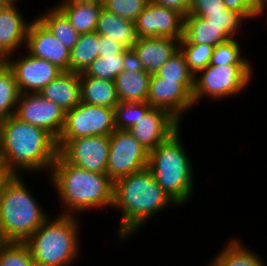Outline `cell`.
<instances>
[{"mask_svg": "<svg viewBox=\"0 0 267 266\" xmlns=\"http://www.w3.org/2000/svg\"><path fill=\"white\" fill-rule=\"evenodd\" d=\"M57 154V142L47 131L14 115L0 121V161L15 175H49Z\"/></svg>", "mask_w": 267, "mask_h": 266, "instance_id": "cell-1", "label": "cell"}, {"mask_svg": "<svg viewBox=\"0 0 267 266\" xmlns=\"http://www.w3.org/2000/svg\"><path fill=\"white\" fill-rule=\"evenodd\" d=\"M179 207L159 186L147 169L132 173L114 182L112 209L122 212L116 230L121 241L133 237L149 219L169 207Z\"/></svg>", "mask_w": 267, "mask_h": 266, "instance_id": "cell-2", "label": "cell"}, {"mask_svg": "<svg viewBox=\"0 0 267 266\" xmlns=\"http://www.w3.org/2000/svg\"><path fill=\"white\" fill-rule=\"evenodd\" d=\"M48 176L63 204L61 214L77 215L91 209L113 206L114 182L107 174L74 166L58 153Z\"/></svg>", "mask_w": 267, "mask_h": 266, "instance_id": "cell-3", "label": "cell"}, {"mask_svg": "<svg viewBox=\"0 0 267 266\" xmlns=\"http://www.w3.org/2000/svg\"><path fill=\"white\" fill-rule=\"evenodd\" d=\"M180 129L149 152L147 161V169L179 208L192 198L195 188L193 163L181 142Z\"/></svg>", "mask_w": 267, "mask_h": 266, "instance_id": "cell-4", "label": "cell"}, {"mask_svg": "<svg viewBox=\"0 0 267 266\" xmlns=\"http://www.w3.org/2000/svg\"><path fill=\"white\" fill-rule=\"evenodd\" d=\"M77 218L67 214L49 216L25 241L35 266H71L78 261L81 227Z\"/></svg>", "mask_w": 267, "mask_h": 266, "instance_id": "cell-5", "label": "cell"}, {"mask_svg": "<svg viewBox=\"0 0 267 266\" xmlns=\"http://www.w3.org/2000/svg\"><path fill=\"white\" fill-rule=\"evenodd\" d=\"M48 217L22 174L15 175L0 196V241L25 242Z\"/></svg>", "mask_w": 267, "mask_h": 266, "instance_id": "cell-6", "label": "cell"}, {"mask_svg": "<svg viewBox=\"0 0 267 266\" xmlns=\"http://www.w3.org/2000/svg\"><path fill=\"white\" fill-rule=\"evenodd\" d=\"M252 65H208L194 76L193 100L195 105L202 99L222 100L237 96L249 86Z\"/></svg>", "mask_w": 267, "mask_h": 266, "instance_id": "cell-7", "label": "cell"}, {"mask_svg": "<svg viewBox=\"0 0 267 266\" xmlns=\"http://www.w3.org/2000/svg\"><path fill=\"white\" fill-rule=\"evenodd\" d=\"M116 130L115 110L80 102L65 111L63 130L57 139L58 151L70 140L79 137L110 136Z\"/></svg>", "mask_w": 267, "mask_h": 266, "instance_id": "cell-8", "label": "cell"}, {"mask_svg": "<svg viewBox=\"0 0 267 266\" xmlns=\"http://www.w3.org/2000/svg\"><path fill=\"white\" fill-rule=\"evenodd\" d=\"M109 146L107 175L113 182L147 168L149 152L127 130H115Z\"/></svg>", "mask_w": 267, "mask_h": 266, "instance_id": "cell-9", "label": "cell"}, {"mask_svg": "<svg viewBox=\"0 0 267 266\" xmlns=\"http://www.w3.org/2000/svg\"><path fill=\"white\" fill-rule=\"evenodd\" d=\"M14 116L47 131L56 141L65 122V110L38 92L21 93Z\"/></svg>", "mask_w": 267, "mask_h": 266, "instance_id": "cell-10", "label": "cell"}, {"mask_svg": "<svg viewBox=\"0 0 267 266\" xmlns=\"http://www.w3.org/2000/svg\"><path fill=\"white\" fill-rule=\"evenodd\" d=\"M194 84H180L176 80H163L151 74L147 102L153 108L167 110L181 124L184 114L195 107L193 100Z\"/></svg>", "mask_w": 267, "mask_h": 266, "instance_id": "cell-11", "label": "cell"}, {"mask_svg": "<svg viewBox=\"0 0 267 266\" xmlns=\"http://www.w3.org/2000/svg\"><path fill=\"white\" fill-rule=\"evenodd\" d=\"M109 149V136H90L70 139L58 153L74 166L107 174Z\"/></svg>", "mask_w": 267, "mask_h": 266, "instance_id": "cell-12", "label": "cell"}, {"mask_svg": "<svg viewBox=\"0 0 267 266\" xmlns=\"http://www.w3.org/2000/svg\"><path fill=\"white\" fill-rule=\"evenodd\" d=\"M6 64L13 71L20 94L39 93L64 72L57 65L35 58L29 53H23L20 58H13L10 55L7 57Z\"/></svg>", "mask_w": 267, "mask_h": 266, "instance_id": "cell-13", "label": "cell"}, {"mask_svg": "<svg viewBox=\"0 0 267 266\" xmlns=\"http://www.w3.org/2000/svg\"><path fill=\"white\" fill-rule=\"evenodd\" d=\"M134 23L137 38L167 37L180 41L183 37L184 16L151 1Z\"/></svg>", "mask_w": 267, "mask_h": 266, "instance_id": "cell-14", "label": "cell"}, {"mask_svg": "<svg viewBox=\"0 0 267 266\" xmlns=\"http://www.w3.org/2000/svg\"><path fill=\"white\" fill-rule=\"evenodd\" d=\"M180 122L167 110L152 108L127 132L130 133L148 152L167 140L181 126Z\"/></svg>", "mask_w": 267, "mask_h": 266, "instance_id": "cell-15", "label": "cell"}, {"mask_svg": "<svg viewBox=\"0 0 267 266\" xmlns=\"http://www.w3.org/2000/svg\"><path fill=\"white\" fill-rule=\"evenodd\" d=\"M25 46L23 47L31 56L46 60L69 72L70 51L38 18L30 21Z\"/></svg>", "mask_w": 267, "mask_h": 266, "instance_id": "cell-16", "label": "cell"}, {"mask_svg": "<svg viewBox=\"0 0 267 266\" xmlns=\"http://www.w3.org/2000/svg\"><path fill=\"white\" fill-rule=\"evenodd\" d=\"M180 41L167 37H142L132 46L143 68L150 74L159 70L178 50Z\"/></svg>", "mask_w": 267, "mask_h": 266, "instance_id": "cell-17", "label": "cell"}, {"mask_svg": "<svg viewBox=\"0 0 267 266\" xmlns=\"http://www.w3.org/2000/svg\"><path fill=\"white\" fill-rule=\"evenodd\" d=\"M29 25L17 5H7L0 11V51L6 57L25 45Z\"/></svg>", "mask_w": 267, "mask_h": 266, "instance_id": "cell-18", "label": "cell"}, {"mask_svg": "<svg viewBox=\"0 0 267 266\" xmlns=\"http://www.w3.org/2000/svg\"><path fill=\"white\" fill-rule=\"evenodd\" d=\"M39 94L65 111L73 109L81 102L80 74L64 71L46 85Z\"/></svg>", "mask_w": 267, "mask_h": 266, "instance_id": "cell-19", "label": "cell"}, {"mask_svg": "<svg viewBox=\"0 0 267 266\" xmlns=\"http://www.w3.org/2000/svg\"><path fill=\"white\" fill-rule=\"evenodd\" d=\"M230 38L206 18L187 14L184 17L183 37L180 44H207L217 46Z\"/></svg>", "mask_w": 267, "mask_h": 266, "instance_id": "cell-20", "label": "cell"}, {"mask_svg": "<svg viewBox=\"0 0 267 266\" xmlns=\"http://www.w3.org/2000/svg\"><path fill=\"white\" fill-rule=\"evenodd\" d=\"M81 102L115 109L120 102L115 82L80 74Z\"/></svg>", "mask_w": 267, "mask_h": 266, "instance_id": "cell-21", "label": "cell"}, {"mask_svg": "<svg viewBox=\"0 0 267 266\" xmlns=\"http://www.w3.org/2000/svg\"><path fill=\"white\" fill-rule=\"evenodd\" d=\"M95 32L101 36L110 37L112 40L124 45L127 49L132 48L137 41L135 23L115 15L104 8L100 13Z\"/></svg>", "mask_w": 267, "mask_h": 266, "instance_id": "cell-22", "label": "cell"}, {"mask_svg": "<svg viewBox=\"0 0 267 266\" xmlns=\"http://www.w3.org/2000/svg\"><path fill=\"white\" fill-rule=\"evenodd\" d=\"M151 74L148 71L123 70L114 79L118 97L123 102H147Z\"/></svg>", "mask_w": 267, "mask_h": 266, "instance_id": "cell-23", "label": "cell"}, {"mask_svg": "<svg viewBox=\"0 0 267 266\" xmlns=\"http://www.w3.org/2000/svg\"><path fill=\"white\" fill-rule=\"evenodd\" d=\"M56 6L79 34L95 32L103 9V4L99 3H58Z\"/></svg>", "mask_w": 267, "mask_h": 266, "instance_id": "cell-24", "label": "cell"}, {"mask_svg": "<svg viewBox=\"0 0 267 266\" xmlns=\"http://www.w3.org/2000/svg\"><path fill=\"white\" fill-rule=\"evenodd\" d=\"M217 254L209 266H265L264 260L238 238H231Z\"/></svg>", "mask_w": 267, "mask_h": 266, "instance_id": "cell-25", "label": "cell"}, {"mask_svg": "<svg viewBox=\"0 0 267 266\" xmlns=\"http://www.w3.org/2000/svg\"><path fill=\"white\" fill-rule=\"evenodd\" d=\"M38 19L69 51L78 42L80 34L56 5L49 8L48 11L45 10Z\"/></svg>", "mask_w": 267, "mask_h": 266, "instance_id": "cell-26", "label": "cell"}, {"mask_svg": "<svg viewBox=\"0 0 267 266\" xmlns=\"http://www.w3.org/2000/svg\"><path fill=\"white\" fill-rule=\"evenodd\" d=\"M99 56V34H80L78 42L70 51L69 72L84 73Z\"/></svg>", "mask_w": 267, "mask_h": 266, "instance_id": "cell-27", "label": "cell"}, {"mask_svg": "<svg viewBox=\"0 0 267 266\" xmlns=\"http://www.w3.org/2000/svg\"><path fill=\"white\" fill-rule=\"evenodd\" d=\"M19 95L13 71L7 64L0 65V121L15 114Z\"/></svg>", "mask_w": 267, "mask_h": 266, "instance_id": "cell-28", "label": "cell"}, {"mask_svg": "<svg viewBox=\"0 0 267 266\" xmlns=\"http://www.w3.org/2000/svg\"><path fill=\"white\" fill-rule=\"evenodd\" d=\"M153 107L148 102H123L115 106L116 130H128Z\"/></svg>", "mask_w": 267, "mask_h": 266, "instance_id": "cell-29", "label": "cell"}, {"mask_svg": "<svg viewBox=\"0 0 267 266\" xmlns=\"http://www.w3.org/2000/svg\"><path fill=\"white\" fill-rule=\"evenodd\" d=\"M0 266H35L25 242L0 241Z\"/></svg>", "mask_w": 267, "mask_h": 266, "instance_id": "cell-30", "label": "cell"}, {"mask_svg": "<svg viewBox=\"0 0 267 266\" xmlns=\"http://www.w3.org/2000/svg\"><path fill=\"white\" fill-rule=\"evenodd\" d=\"M124 70L123 53L98 56L83 73L85 76L113 80Z\"/></svg>", "mask_w": 267, "mask_h": 266, "instance_id": "cell-31", "label": "cell"}, {"mask_svg": "<svg viewBox=\"0 0 267 266\" xmlns=\"http://www.w3.org/2000/svg\"><path fill=\"white\" fill-rule=\"evenodd\" d=\"M241 50L236 38L218 44L213 49L209 65H252L248 58L242 56Z\"/></svg>", "mask_w": 267, "mask_h": 266, "instance_id": "cell-32", "label": "cell"}, {"mask_svg": "<svg viewBox=\"0 0 267 266\" xmlns=\"http://www.w3.org/2000/svg\"><path fill=\"white\" fill-rule=\"evenodd\" d=\"M155 74L163 80H176L180 84H194V75L189 71L180 49Z\"/></svg>", "mask_w": 267, "mask_h": 266, "instance_id": "cell-33", "label": "cell"}, {"mask_svg": "<svg viewBox=\"0 0 267 266\" xmlns=\"http://www.w3.org/2000/svg\"><path fill=\"white\" fill-rule=\"evenodd\" d=\"M200 17L206 18V20L218 27L223 31L230 39L236 38L240 28H242L243 21L246 19L238 12L228 10L224 8L222 11H215L209 13H202Z\"/></svg>", "mask_w": 267, "mask_h": 266, "instance_id": "cell-34", "label": "cell"}, {"mask_svg": "<svg viewBox=\"0 0 267 266\" xmlns=\"http://www.w3.org/2000/svg\"><path fill=\"white\" fill-rule=\"evenodd\" d=\"M179 49L185 57L189 71L195 76L209 65L214 46L207 44H180Z\"/></svg>", "mask_w": 267, "mask_h": 266, "instance_id": "cell-35", "label": "cell"}, {"mask_svg": "<svg viewBox=\"0 0 267 266\" xmlns=\"http://www.w3.org/2000/svg\"><path fill=\"white\" fill-rule=\"evenodd\" d=\"M150 0H105L103 8L124 19L135 22Z\"/></svg>", "mask_w": 267, "mask_h": 266, "instance_id": "cell-36", "label": "cell"}, {"mask_svg": "<svg viewBox=\"0 0 267 266\" xmlns=\"http://www.w3.org/2000/svg\"><path fill=\"white\" fill-rule=\"evenodd\" d=\"M225 8L240 13L246 20L263 15V0H223Z\"/></svg>", "mask_w": 267, "mask_h": 266, "instance_id": "cell-37", "label": "cell"}, {"mask_svg": "<svg viewBox=\"0 0 267 266\" xmlns=\"http://www.w3.org/2000/svg\"><path fill=\"white\" fill-rule=\"evenodd\" d=\"M224 8L223 0H190L189 14L200 16L202 13L222 11Z\"/></svg>", "mask_w": 267, "mask_h": 266, "instance_id": "cell-38", "label": "cell"}, {"mask_svg": "<svg viewBox=\"0 0 267 266\" xmlns=\"http://www.w3.org/2000/svg\"><path fill=\"white\" fill-rule=\"evenodd\" d=\"M127 48L108 36L99 35V56L119 55L124 53Z\"/></svg>", "mask_w": 267, "mask_h": 266, "instance_id": "cell-39", "label": "cell"}, {"mask_svg": "<svg viewBox=\"0 0 267 266\" xmlns=\"http://www.w3.org/2000/svg\"><path fill=\"white\" fill-rule=\"evenodd\" d=\"M151 2L171 8L181 13L184 17L189 13L190 0H150Z\"/></svg>", "mask_w": 267, "mask_h": 266, "instance_id": "cell-40", "label": "cell"}, {"mask_svg": "<svg viewBox=\"0 0 267 266\" xmlns=\"http://www.w3.org/2000/svg\"><path fill=\"white\" fill-rule=\"evenodd\" d=\"M124 70L145 71L135 51L130 48L123 53Z\"/></svg>", "mask_w": 267, "mask_h": 266, "instance_id": "cell-41", "label": "cell"}, {"mask_svg": "<svg viewBox=\"0 0 267 266\" xmlns=\"http://www.w3.org/2000/svg\"><path fill=\"white\" fill-rule=\"evenodd\" d=\"M15 174L0 161V196Z\"/></svg>", "mask_w": 267, "mask_h": 266, "instance_id": "cell-42", "label": "cell"}, {"mask_svg": "<svg viewBox=\"0 0 267 266\" xmlns=\"http://www.w3.org/2000/svg\"><path fill=\"white\" fill-rule=\"evenodd\" d=\"M59 3H99L103 4L105 0H62Z\"/></svg>", "mask_w": 267, "mask_h": 266, "instance_id": "cell-43", "label": "cell"}, {"mask_svg": "<svg viewBox=\"0 0 267 266\" xmlns=\"http://www.w3.org/2000/svg\"><path fill=\"white\" fill-rule=\"evenodd\" d=\"M7 62V57L0 51V65H4Z\"/></svg>", "mask_w": 267, "mask_h": 266, "instance_id": "cell-44", "label": "cell"}, {"mask_svg": "<svg viewBox=\"0 0 267 266\" xmlns=\"http://www.w3.org/2000/svg\"><path fill=\"white\" fill-rule=\"evenodd\" d=\"M7 5H17V1L19 0H3Z\"/></svg>", "mask_w": 267, "mask_h": 266, "instance_id": "cell-45", "label": "cell"}, {"mask_svg": "<svg viewBox=\"0 0 267 266\" xmlns=\"http://www.w3.org/2000/svg\"><path fill=\"white\" fill-rule=\"evenodd\" d=\"M7 6V4L3 1V0H0V11L5 8Z\"/></svg>", "mask_w": 267, "mask_h": 266, "instance_id": "cell-46", "label": "cell"}, {"mask_svg": "<svg viewBox=\"0 0 267 266\" xmlns=\"http://www.w3.org/2000/svg\"><path fill=\"white\" fill-rule=\"evenodd\" d=\"M267 10V0H263V14Z\"/></svg>", "mask_w": 267, "mask_h": 266, "instance_id": "cell-47", "label": "cell"}]
</instances>
